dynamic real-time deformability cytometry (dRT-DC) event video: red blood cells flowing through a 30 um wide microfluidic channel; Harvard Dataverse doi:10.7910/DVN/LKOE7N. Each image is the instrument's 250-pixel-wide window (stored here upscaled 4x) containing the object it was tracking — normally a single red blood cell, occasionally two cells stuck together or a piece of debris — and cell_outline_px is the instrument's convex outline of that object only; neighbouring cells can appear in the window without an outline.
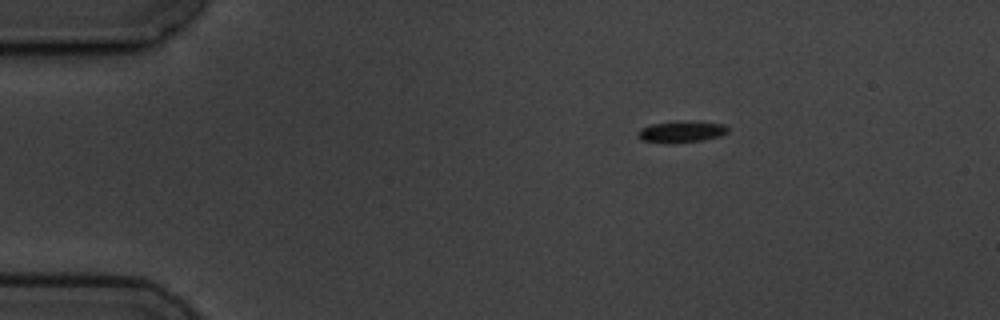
{"species": "common noctule bat (a hibernating species)", "species_latin": "Nyctalus noctula", "temperature_condition": "cold", "stored_images_in_passage": 2, "camera_frame_rate_fps": 3000, "um_per_image_px": 0.085, "animal": {"sex": "male", "body_mass_g": 19.5, "forearm_length_mm": 54.6}, "frame": {"image": 1, "passage_image": 1, "time_ms": 0.0, "image_size_px": [1000, 320], "cell_outline_px": [[728, 132], [720, 136], [704, 140], [672, 144], [668, 144], [644, 140], [636, 136], [636, 132], [640, 128], [652, 124], [724, 124], [728, 128]], "centroid_in_image_um": [57.85, 11.28], "position_along_channel_um": 27.1, "area_um2": 10.46}}